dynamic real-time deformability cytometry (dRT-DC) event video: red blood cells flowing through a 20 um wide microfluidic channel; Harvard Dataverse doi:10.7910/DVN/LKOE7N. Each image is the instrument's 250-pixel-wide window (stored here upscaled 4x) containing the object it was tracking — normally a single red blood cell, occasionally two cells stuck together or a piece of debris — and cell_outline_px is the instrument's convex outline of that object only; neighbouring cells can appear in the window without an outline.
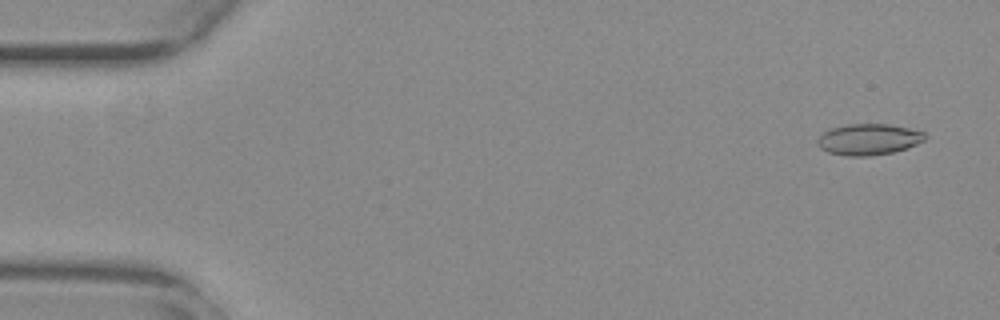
{"species": "common noctule bat (a hibernating species)", "species_latin": "Nyctalus noctula", "temperature_condition": "warm", "stored_images_in_passage": 55, "camera_frame_rate_fps": 3000, "um_per_image_px": 0.085, "animal": {"sex": "female", "body_mass_g": 29.2, "forearm_length_mm": 56.3}, "frame": {"image": 1, "passage_image": 3, "time_ms": 0.667, "image_size_px": [1000, 320], "cell_outline_px": [[924, 140], [908, 148], [892, 152], [868, 156], [848, 156], [828, 152], [820, 148], [816, 144], [816, 140], [828, 128], [844, 124], [892, 124], [924, 132]], "centroid_in_image_um": [73.78, 11.84], "position_along_channel_um": 11.2, "area_um2": 19.59}}
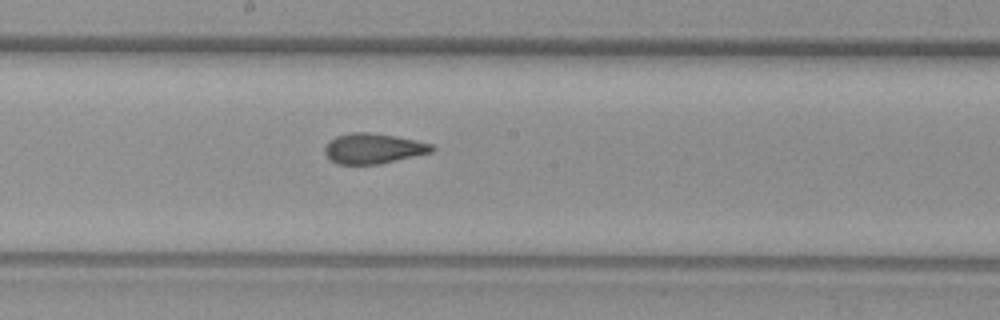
{"frame": {"image": 2, "passage_image": 30, "time_ms": 9.667, "image_size_px": [1000, 320], "cell_outline_px": [[436, 148], [432, 152], [380, 164], [336, 164], [324, 152], [324, 148], [328, 140], [336, 136], [352, 132], [368, 132], [396, 136], [416, 140], [432, 144]], "centroid_in_image_um": [31.73, 12.61], "position_along_channel_um": 216.5, "area_um2": 18.96}}
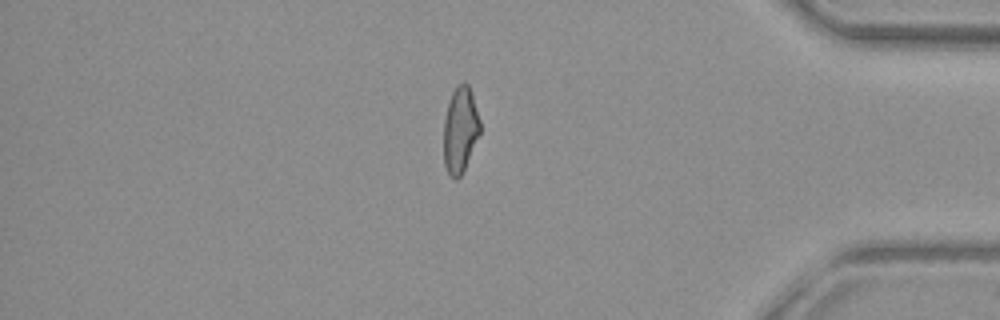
{"frame": {"image": 3, "passage_image": 47, "time_ms": 15.333, "image_size_px": [1000, 320], "cell_outline_px": [[480, 132], [464, 168], [460, 176], [456, 180], [448, 172], [444, 164], [444, 120], [448, 104], [452, 92], [456, 84], [460, 80], [464, 80], [468, 84], [472, 92], [480, 120]], "centroid_in_image_um": [39.12, 10.95], "position_along_channel_um": 396.1, "area_um2": 18.15}, "authors_computed_cell_mechanics": {"area_um2": 19.1318, "velocity_mm_per_s": 3.7566, "shape_relaxation_time_tau1_ms": null, "shape_relaxation_time_tau2_ms": 1.5288, "deformation_change_tau1": null, "deformation_change_tau2": 0.078}}